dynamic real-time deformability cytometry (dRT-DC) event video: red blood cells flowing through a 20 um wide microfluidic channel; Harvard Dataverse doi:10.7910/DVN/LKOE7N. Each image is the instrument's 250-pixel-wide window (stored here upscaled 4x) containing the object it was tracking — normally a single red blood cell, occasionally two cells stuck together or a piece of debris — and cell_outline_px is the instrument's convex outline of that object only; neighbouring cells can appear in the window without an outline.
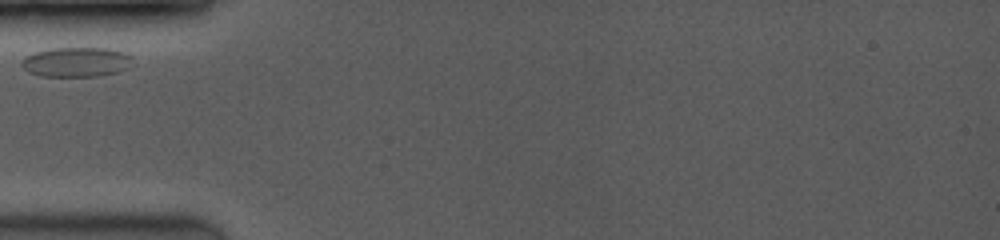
{"species": "common noctule bat (a hibernating species)", "species_latin": "Nyctalus noctula", "temperature_condition": "room temperature", "stored_images_in_passage": 34, "camera_frame_rate_fps": 3500, "um_per_image_px": 0.085, "animal": {"sex": "female", "body_mass_g": 19.0, "forearm_length_mm": 53.3}, "frame": {"image": 1, "passage_image": 1, "time_ms": 0.0, "image_size_px": [1000, 240], "cell_outline_px": [[132, 56], [128, 68], [116, 72], [100, 76], [40, 76], [28, 72], [20, 64], [24, 56], [48, 48], [108, 48], [124, 52]], "centroid_in_image_um": [6.46, 5.27], "position_along_channel_um": 78.5, "area_um2": 19.25}}
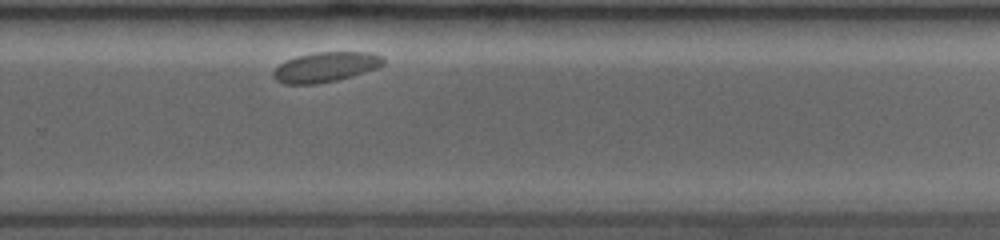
{"frame": {"image": 2, "passage_image": 24, "time_ms": 6.571, "image_size_px": [1000, 240], "cell_outline_px": [[384, 64], [376, 68], [352, 76], [336, 80], [316, 84], [284, 84], [276, 80], [272, 76], [272, 72], [280, 64], [296, 56], [316, 52], [372, 52], [384, 56]], "centroid_in_image_um": [27.69, 5.69], "position_along_channel_um": 302.1, "area_um2": 19.19}}
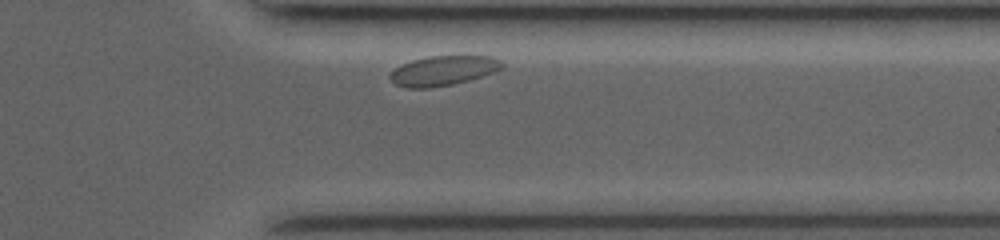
{"frame": {"image": 3, "passage_image": 31, "time_ms": 8.571, "image_size_px": [1000, 240], "cell_outline_px": [[504, 68], [496, 72], [468, 80], [452, 84], [428, 88], [404, 88], [396, 84], [388, 76], [400, 64], [412, 60], [428, 56], [492, 56], [500, 60], [504, 64]], "centroid_in_image_um": [37.69, 6.0], "position_along_channel_um": 373.7, "area_um2": 19.48}}